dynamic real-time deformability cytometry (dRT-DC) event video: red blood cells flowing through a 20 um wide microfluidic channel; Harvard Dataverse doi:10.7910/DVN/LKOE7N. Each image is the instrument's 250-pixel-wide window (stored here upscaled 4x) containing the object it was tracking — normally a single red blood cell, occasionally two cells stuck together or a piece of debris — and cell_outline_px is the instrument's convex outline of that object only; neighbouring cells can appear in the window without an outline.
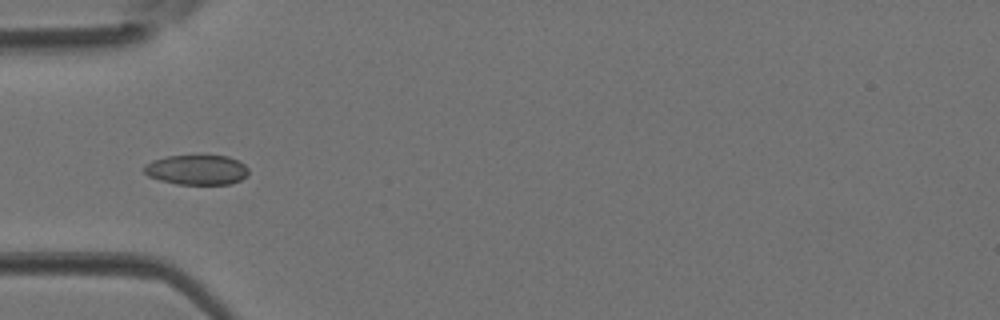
{"species": "Egyptian fruit bat (a non-hibernating species)", "species_latin": "Rousettus aegyptiacus", "temperature_condition": "room temperature", "stored_images_in_passage": 5, "camera_frame_rate_fps": 3000, "um_per_image_px": 0.085, "animal": {"sex": "female"}, "frame": {"image": 1, "passage_image": 5, "time_ms": 1.333, "image_size_px": [1000, 320], "cell_outline_px": [[248, 172], [240, 180], [228, 184], [176, 184], [160, 180], [148, 176], [144, 172], [144, 164], [152, 160], [168, 156], [228, 156], [244, 164], [248, 168]], "centroid_in_image_um": [16.69, 14.43], "position_along_channel_um": 68.3, "area_um2": 18.03}}